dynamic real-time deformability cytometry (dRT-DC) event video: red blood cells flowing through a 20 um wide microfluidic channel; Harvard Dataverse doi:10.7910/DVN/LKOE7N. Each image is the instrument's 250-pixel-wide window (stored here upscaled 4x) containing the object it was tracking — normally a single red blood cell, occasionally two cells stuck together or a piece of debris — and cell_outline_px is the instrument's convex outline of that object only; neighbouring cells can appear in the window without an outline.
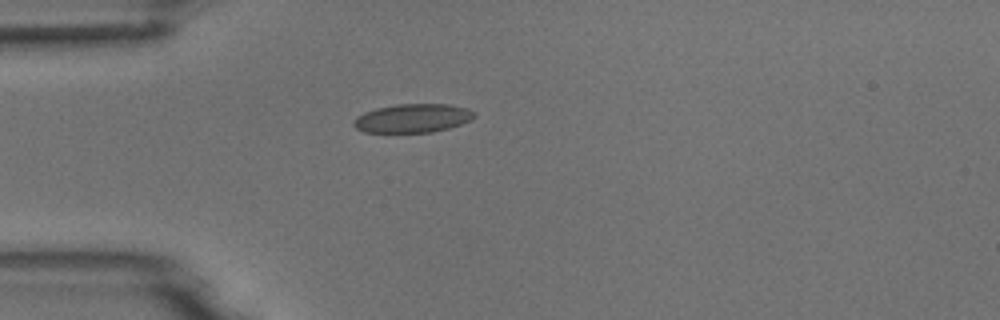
{"species": "common noctule bat (a hibernating species)", "species_latin": "Nyctalus noctula", "temperature_condition": "room temperature", "stored_images_in_passage": 3, "camera_frame_rate_fps": 3000, "um_per_image_px": 0.085, "animal": {"sex": "male", "body_mass_g": 18.8}, "frame": {"image": 1, "passage_image": 1, "time_ms": 0.0, "image_size_px": [1000, 320], "cell_outline_px": [[476, 116], [472, 120], [448, 128], [432, 132], [364, 132], [356, 128], [352, 124], [352, 120], [356, 116], [364, 112], [376, 108], [396, 104], [448, 104], [468, 108], [476, 112]], "centroid_in_image_um": [35.08, 10.04], "position_along_channel_um": 49.9, "area_um2": 20.35}}